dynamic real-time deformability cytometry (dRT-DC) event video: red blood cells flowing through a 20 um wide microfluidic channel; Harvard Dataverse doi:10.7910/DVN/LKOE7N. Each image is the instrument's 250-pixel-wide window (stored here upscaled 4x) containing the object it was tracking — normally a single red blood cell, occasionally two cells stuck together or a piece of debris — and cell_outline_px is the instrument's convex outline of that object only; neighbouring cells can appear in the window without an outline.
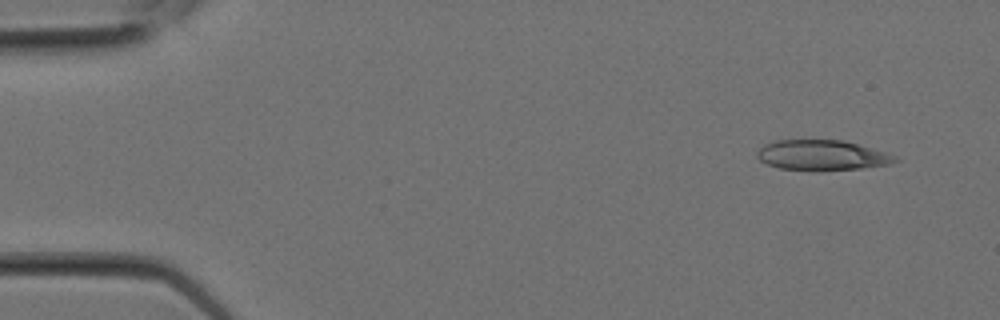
{"species": "Egyptian fruit bat (a non-hibernating species)", "species_latin": "Rousettus aegyptiacus", "temperature_condition": "room temperature", "stored_images_in_passage": 2, "camera_frame_rate_fps": 3000, "um_per_image_px": 0.085, "animal": {"sex": "female"}, "frame": {"image": 1, "passage_image": 1, "time_ms": 0.0, "image_size_px": [1000, 320], "cell_outline_px": [[900, 160], [892, 164], [860, 168], [816, 172], [780, 168], [768, 164], [760, 160], [756, 156], [756, 152], [764, 144], [776, 140], [844, 140], [884, 152], [896, 156]], "centroid_in_image_um": [69.86, 13.21], "position_along_channel_um": 15.1, "area_um2": 24.57}}